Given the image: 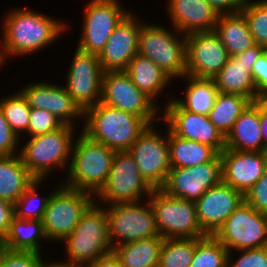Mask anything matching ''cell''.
Wrapping results in <instances>:
<instances>
[{
	"label": "cell",
	"mask_w": 267,
	"mask_h": 267,
	"mask_svg": "<svg viewBox=\"0 0 267 267\" xmlns=\"http://www.w3.org/2000/svg\"><path fill=\"white\" fill-rule=\"evenodd\" d=\"M3 18L0 44L4 61L11 56H27L50 47L69 27L62 19L28 6L14 7Z\"/></svg>",
	"instance_id": "1"
},
{
	"label": "cell",
	"mask_w": 267,
	"mask_h": 267,
	"mask_svg": "<svg viewBox=\"0 0 267 267\" xmlns=\"http://www.w3.org/2000/svg\"><path fill=\"white\" fill-rule=\"evenodd\" d=\"M80 132L73 143L66 179L60 183L96 196L110 175L116 151Z\"/></svg>",
	"instance_id": "2"
},
{
	"label": "cell",
	"mask_w": 267,
	"mask_h": 267,
	"mask_svg": "<svg viewBox=\"0 0 267 267\" xmlns=\"http://www.w3.org/2000/svg\"><path fill=\"white\" fill-rule=\"evenodd\" d=\"M81 131L115 151L129 150L148 124L140 117L97 103L83 114Z\"/></svg>",
	"instance_id": "3"
},
{
	"label": "cell",
	"mask_w": 267,
	"mask_h": 267,
	"mask_svg": "<svg viewBox=\"0 0 267 267\" xmlns=\"http://www.w3.org/2000/svg\"><path fill=\"white\" fill-rule=\"evenodd\" d=\"M76 128L63 124L53 132L28 137L26 143H22L18 155L35 179L45 180L55 168H67L68 172Z\"/></svg>",
	"instance_id": "4"
},
{
	"label": "cell",
	"mask_w": 267,
	"mask_h": 267,
	"mask_svg": "<svg viewBox=\"0 0 267 267\" xmlns=\"http://www.w3.org/2000/svg\"><path fill=\"white\" fill-rule=\"evenodd\" d=\"M67 265L85 267L96 259L112 253L105 206L94 202L84 213L73 232L63 241Z\"/></svg>",
	"instance_id": "5"
},
{
	"label": "cell",
	"mask_w": 267,
	"mask_h": 267,
	"mask_svg": "<svg viewBox=\"0 0 267 267\" xmlns=\"http://www.w3.org/2000/svg\"><path fill=\"white\" fill-rule=\"evenodd\" d=\"M144 22L138 38L137 54L147 57L173 81L186 75V37L172 25Z\"/></svg>",
	"instance_id": "6"
},
{
	"label": "cell",
	"mask_w": 267,
	"mask_h": 267,
	"mask_svg": "<svg viewBox=\"0 0 267 267\" xmlns=\"http://www.w3.org/2000/svg\"><path fill=\"white\" fill-rule=\"evenodd\" d=\"M149 203L155 216L157 231L165 238H203L195 202L167 195L161 189H153Z\"/></svg>",
	"instance_id": "7"
},
{
	"label": "cell",
	"mask_w": 267,
	"mask_h": 267,
	"mask_svg": "<svg viewBox=\"0 0 267 267\" xmlns=\"http://www.w3.org/2000/svg\"><path fill=\"white\" fill-rule=\"evenodd\" d=\"M94 202L95 196L92 194L68 188L61 183L51 194L42 218L50 243H60L70 235Z\"/></svg>",
	"instance_id": "8"
},
{
	"label": "cell",
	"mask_w": 267,
	"mask_h": 267,
	"mask_svg": "<svg viewBox=\"0 0 267 267\" xmlns=\"http://www.w3.org/2000/svg\"><path fill=\"white\" fill-rule=\"evenodd\" d=\"M103 206H105L108 218L112 249L124 243L160 236L156 228L153 209L147 198L145 201Z\"/></svg>",
	"instance_id": "9"
},
{
	"label": "cell",
	"mask_w": 267,
	"mask_h": 267,
	"mask_svg": "<svg viewBox=\"0 0 267 267\" xmlns=\"http://www.w3.org/2000/svg\"><path fill=\"white\" fill-rule=\"evenodd\" d=\"M152 190L140 175L132 154L128 150L116 151L110 175L95 196V202L109 205L143 201L150 197Z\"/></svg>",
	"instance_id": "10"
},
{
	"label": "cell",
	"mask_w": 267,
	"mask_h": 267,
	"mask_svg": "<svg viewBox=\"0 0 267 267\" xmlns=\"http://www.w3.org/2000/svg\"><path fill=\"white\" fill-rule=\"evenodd\" d=\"M228 252L267 246V214L243 200L213 235Z\"/></svg>",
	"instance_id": "11"
},
{
	"label": "cell",
	"mask_w": 267,
	"mask_h": 267,
	"mask_svg": "<svg viewBox=\"0 0 267 267\" xmlns=\"http://www.w3.org/2000/svg\"><path fill=\"white\" fill-rule=\"evenodd\" d=\"M100 102L132 113L148 125L161 118L162 107L139 90L125 71L103 72Z\"/></svg>",
	"instance_id": "12"
},
{
	"label": "cell",
	"mask_w": 267,
	"mask_h": 267,
	"mask_svg": "<svg viewBox=\"0 0 267 267\" xmlns=\"http://www.w3.org/2000/svg\"><path fill=\"white\" fill-rule=\"evenodd\" d=\"M119 0H90L84 6L82 32L77 47L98 55L117 25L131 11Z\"/></svg>",
	"instance_id": "13"
},
{
	"label": "cell",
	"mask_w": 267,
	"mask_h": 267,
	"mask_svg": "<svg viewBox=\"0 0 267 267\" xmlns=\"http://www.w3.org/2000/svg\"><path fill=\"white\" fill-rule=\"evenodd\" d=\"M155 128L153 124L148 125L128 151L134 157L140 175L148 185L152 189H161L171 169L168 128L166 126V135Z\"/></svg>",
	"instance_id": "14"
},
{
	"label": "cell",
	"mask_w": 267,
	"mask_h": 267,
	"mask_svg": "<svg viewBox=\"0 0 267 267\" xmlns=\"http://www.w3.org/2000/svg\"><path fill=\"white\" fill-rule=\"evenodd\" d=\"M63 86L84 113L101 101L102 75L98 55L76 47Z\"/></svg>",
	"instance_id": "15"
},
{
	"label": "cell",
	"mask_w": 267,
	"mask_h": 267,
	"mask_svg": "<svg viewBox=\"0 0 267 267\" xmlns=\"http://www.w3.org/2000/svg\"><path fill=\"white\" fill-rule=\"evenodd\" d=\"M163 103L161 120L167 128L180 138L209 145L219 154L225 149V138L209 120L208 115L184 110L173 98Z\"/></svg>",
	"instance_id": "16"
},
{
	"label": "cell",
	"mask_w": 267,
	"mask_h": 267,
	"mask_svg": "<svg viewBox=\"0 0 267 267\" xmlns=\"http://www.w3.org/2000/svg\"><path fill=\"white\" fill-rule=\"evenodd\" d=\"M186 37V75L213 79L228 62L230 55L215 31L194 32Z\"/></svg>",
	"instance_id": "17"
},
{
	"label": "cell",
	"mask_w": 267,
	"mask_h": 267,
	"mask_svg": "<svg viewBox=\"0 0 267 267\" xmlns=\"http://www.w3.org/2000/svg\"><path fill=\"white\" fill-rule=\"evenodd\" d=\"M222 180L221 158L191 167H171L161 190L167 195L196 202Z\"/></svg>",
	"instance_id": "18"
},
{
	"label": "cell",
	"mask_w": 267,
	"mask_h": 267,
	"mask_svg": "<svg viewBox=\"0 0 267 267\" xmlns=\"http://www.w3.org/2000/svg\"><path fill=\"white\" fill-rule=\"evenodd\" d=\"M129 12L113 30L103 51L99 54L103 72L125 71L137 54L141 25L146 22ZM142 21V22H141Z\"/></svg>",
	"instance_id": "19"
},
{
	"label": "cell",
	"mask_w": 267,
	"mask_h": 267,
	"mask_svg": "<svg viewBox=\"0 0 267 267\" xmlns=\"http://www.w3.org/2000/svg\"><path fill=\"white\" fill-rule=\"evenodd\" d=\"M19 91L30 108L49 111L61 123L75 127L76 120L83 122V112L74 103L66 88L53 82L40 81L20 87Z\"/></svg>",
	"instance_id": "20"
},
{
	"label": "cell",
	"mask_w": 267,
	"mask_h": 267,
	"mask_svg": "<svg viewBox=\"0 0 267 267\" xmlns=\"http://www.w3.org/2000/svg\"><path fill=\"white\" fill-rule=\"evenodd\" d=\"M244 200V195L222 180L196 202L197 219L207 235H214Z\"/></svg>",
	"instance_id": "21"
},
{
	"label": "cell",
	"mask_w": 267,
	"mask_h": 267,
	"mask_svg": "<svg viewBox=\"0 0 267 267\" xmlns=\"http://www.w3.org/2000/svg\"><path fill=\"white\" fill-rule=\"evenodd\" d=\"M219 155L222 181L243 195L260 179L267 167V152L225 148Z\"/></svg>",
	"instance_id": "22"
},
{
	"label": "cell",
	"mask_w": 267,
	"mask_h": 267,
	"mask_svg": "<svg viewBox=\"0 0 267 267\" xmlns=\"http://www.w3.org/2000/svg\"><path fill=\"white\" fill-rule=\"evenodd\" d=\"M166 5L170 24L183 35L214 31L220 15L206 0H168Z\"/></svg>",
	"instance_id": "23"
},
{
	"label": "cell",
	"mask_w": 267,
	"mask_h": 267,
	"mask_svg": "<svg viewBox=\"0 0 267 267\" xmlns=\"http://www.w3.org/2000/svg\"><path fill=\"white\" fill-rule=\"evenodd\" d=\"M260 130L259 103L253 101L241 112L225 138V148L237 151H263Z\"/></svg>",
	"instance_id": "24"
},
{
	"label": "cell",
	"mask_w": 267,
	"mask_h": 267,
	"mask_svg": "<svg viewBox=\"0 0 267 267\" xmlns=\"http://www.w3.org/2000/svg\"><path fill=\"white\" fill-rule=\"evenodd\" d=\"M125 72L133 84L157 105V98L163 96L162 92L173 82L161 68L145 56L136 54L129 62Z\"/></svg>",
	"instance_id": "25"
},
{
	"label": "cell",
	"mask_w": 267,
	"mask_h": 267,
	"mask_svg": "<svg viewBox=\"0 0 267 267\" xmlns=\"http://www.w3.org/2000/svg\"><path fill=\"white\" fill-rule=\"evenodd\" d=\"M230 57L256 45L246 18L241 12L220 14L214 28Z\"/></svg>",
	"instance_id": "26"
},
{
	"label": "cell",
	"mask_w": 267,
	"mask_h": 267,
	"mask_svg": "<svg viewBox=\"0 0 267 267\" xmlns=\"http://www.w3.org/2000/svg\"><path fill=\"white\" fill-rule=\"evenodd\" d=\"M251 71V64L236 62L230 57L213 80L219 92L239 94L253 102L257 101V90Z\"/></svg>",
	"instance_id": "27"
},
{
	"label": "cell",
	"mask_w": 267,
	"mask_h": 267,
	"mask_svg": "<svg viewBox=\"0 0 267 267\" xmlns=\"http://www.w3.org/2000/svg\"><path fill=\"white\" fill-rule=\"evenodd\" d=\"M35 178L19 155L0 156V199L15 204Z\"/></svg>",
	"instance_id": "28"
},
{
	"label": "cell",
	"mask_w": 267,
	"mask_h": 267,
	"mask_svg": "<svg viewBox=\"0 0 267 267\" xmlns=\"http://www.w3.org/2000/svg\"><path fill=\"white\" fill-rule=\"evenodd\" d=\"M45 240L49 242L42 220L20 219L14 216L3 242L7 249L12 251H33L41 254V241Z\"/></svg>",
	"instance_id": "29"
},
{
	"label": "cell",
	"mask_w": 267,
	"mask_h": 267,
	"mask_svg": "<svg viewBox=\"0 0 267 267\" xmlns=\"http://www.w3.org/2000/svg\"><path fill=\"white\" fill-rule=\"evenodd\" d=\"M163 240L161 236L140 239L119 245L112 252L122 267H158Z\"/></svg>",
	"instance_id": "30"
},
{
	"label": "cell",
	"mask_w": 267,
	"mask_h": 267,
	"mask_svg": "<svg viewBox=\"0 0 267 267\" xmlns=\"http://www.w3.org/2000/svg\"><path fill=\"white\" fill-rule=\"evenodd\" d=\"M169 160L171 167H191L213 161L219 153L206 144L180 138L168 129Z\"/></svg>",
	"instance_id": "31"
},
{
	"label": "cell",
	"mask_w": 267,
	"mask_h": 267,
	"mask_svg": "<svg viewBox=\"0 0 267 267\" xmlns=\"http://www.w3.org/2000/svg\"><path fill=\"white\" fill-rule=\"evenodd\" d=\"M180 79L185 81L186 88L183 91L185 96H183L184 98L174 97V100L186 111L208 115L219 94L214 80L194 78L188 75Z\"/></svg>",
	"instance_id": "32"
},
{
	"label": "cell",
	"mask_w": 267,
	"mask_h": 267,
	"mask_svg": "<svg viewBox=\"0 0 267 267\" xmlns=\"http://www.w3.org/2000/svg\"><path fill=\"white\" fill-rule=\"evenodd\" d=\"M251 101L239 94L219 92L213 108L208 114L209 120L215 125L224 138L231 132L241 112Z\"/></svg>",
	"instance_id": "33"
},
{
	"label": "cell",
	"mask_w": 267,
	"mask_h": 267,
	"mask_svg": "<svg viewBox=\"0 0 267 267\" xmlns=\"http://www.w3.org/2000/svg\"><path fill=\"white\" fill-rule=\"evenodd\" d=\"M45 180L35 179L33 183L26 189V191L18 198L14 204V216L20 219H32V220H42L44 212L47 208L51 194L60 186L59 182L48 196L44 194H39V188ZM40 186V187H39Z\"/></svg>",
	"instance_id": "34"
},
{
	"label": "cell",
	"mask_w": 267,
	"mask_h": 267,
	"mask_svg": "<svg viewBox=\"0 0 267 267\" xmlns=\"http://www.w3.org/2000/svg\"><path fill=\"white\" fill-rule=\"evenodd\" d=\"M0 107L11 129L21 139V135L28 136L30 111L27 100L18 90L0 99Z\"/></svg>",
	"instance_id": "35"
},
{
	"label": "cell",
	"mask_w": 267,
	"mask_h": 267,
	"mask_svg": "<svg viewBox=\"0 0 267 267\" xmlns=\"http://www.w3.org/2000/svg\"><path fill=\"white\" fill-rule=\"evenodd\" d=\"M228 250L213 235L195 238V252L189 267H227Z\"/></svg>",
	"instance_id": "36"
},
{
	"label": "cell",
	"mask_w": 267,
	"mask_h": 267,
	"mask_svg": "<svg viewBox=\"0 0 267 267\" xmlns=\"http://www.w3.org/2000/svg\"><path fill=\"white\" fill-rule=\"evenodd\" d=\"M195 252V238H165L158 267H189Z\"/></svg>",
	"instance_id": "37"
},
{
	"label": "cell",
	"mask_w": 267,
	"mask_h": 267,
	"mask_svg": "<svg viewBox=\"0 0 267 267\" xmlns=\"http://www.w3.org/2000/svg\"><path fill=\"white\" fill-rule=\"evenodd\" d=\"M240 12L246 18L256 44L267 48V0H245Z\"/></svg>",
	"instance_id": "38"
},
{
	"label": "cell",
	"mask_w": 267,
	"mask_h": 267,
	"mask_svg": "<svg viewBox=\"0 0 267 267\" xmlns=\"http://www.w3.org/2000/svg\"><path fill=\"white\" fill-rule=\"evenodd\" d=\"M62 125L63 123H61L49 111L38 108H31L28 126V137L53 132L60 128Z\"/></svg>",
	"instance_id": "39"
},
{
	"label": "cell",
	"mask_w": 267,
	"mask_h": 267,
	"mask_svg": "<svg viewBox=\"0 0 267 267\" xmlns=\"http://www.w3.org/2000/svg\"><path fill=\"white\" fill-rule=\"evenodd\" d=\"M241 253L238 257L228 252L227 267H267V246L262 248L236 250ZM235 260V261H234Z\"/></svg>",
	"instance_id": "40"
},
{
	"label": "cell",
	"mask_w": 267,
	"mask_h": 267,
	"mask_svg": "<svg viewBox=\"0 0 267 267\" xmlns=\"http://www.w3.org/2000/svg\"><path fill=\"white\" fill-rule=\"evenodd\" d=\"M42 254L33 251H12L6 249L0 267H42Z\"/></svg>",
	"instance_id": "41"
},
{
	"label": "cell",
	"mask_w": 267,
	"mask_h": 267,
	"mask_svg": "<svg viewBox=\"0 0 267 267\" xmlns=\"http://www.w3.org/2000/svg\"><path fill=\"white\" fill-rule=\"evenodd\" d=\"M21 140L9 126L0 107V156H14L19 154Z\"/></svg>",
	"instance_id": "42"
},
{
	"label": "cell",
	"mask_w": 267,
	"mask_h": 267,
	"mask_svg": "<svg viewBox=\"0 0 267 267\" xmlns=\"http://www.w3.org/2000/svg\"><path fill=\"white\" fill-rule=\"evenodd\" d=\"M244 200L260 213L267 214V167L260 179L244 194Z\"/></svg>",
	"instance_id": "43"
},
{
	"label": "cell",
	"mask_w": 267,
	"mask_h": 267,
	"mask_svg": "<svg viewBox=\"0 0 267 267\" xmlns=\"http://www.w3.org/2000/svg\"><path fill=\"white\" fill-rule=\"evenodd\" d=\"M251 73L255 82L258 98L259 94L267 90V50L255 62Z\"/></svg>",
	"instance_id": "44"
},
{
	"label": "cell",
	"mask_w": 267,
	"mask_h": 267,
	"mask_svg": "<svg viewBox=\"0 0 267 267\" xmlns=\"http://www.w3.org/2000/svg\"><path fill=\"white\" fill-rule=\"evenodd\" d=\"M218 14H234L241 11L245 0H206Z\"/></svg>",
	"instance_id": "45"
},
{
	"label": "cell",
	"mask_w": 267,
	"mask_h": 267,
	"mask_svg": "<svg viewBox=\"0 0 267 267\" xmlns=\"http://www.w3.org/2000/svg\"><path fill=\"white\" fill-rule=\"evenodd\" d=\"M14 217V204L0 199V239L3 240Z\"/></svg>",
	"instance_id": "46"
},
{
	"label": "cell",
	"mask_w": 267,
	"mask_h": 267,
	"mask_svg": "<svg viewBox=\"0 0 267 267\" xmlns=\"http://www.w3.org/2000/svg\"><path fill=\"white\" fill-rule=\"evenodd\" d=\"M266 50L267 48L265 46L256 44L244 51L243 53H238L232 56V58L236 62H244L245 64H251L252 69L255 62L263 55Z\"/></svg>",
	"instance_id": "47"
},
{
	"label": "cell",
	"mask_w": 267,
	"mask_h": 267,
	"mask_svg": "<svg viewBox=\"0 0 267 267\" xmlns=\"http://www.w3.org/2000/svg\"><path fill=\"white\" fill-rule=\"evenodd\" d=\"M85 267H122V265L116 255L112 252L96 259Z\"/></svg>",
	"instance_id": "48"
},
{
	"label": "cell",
	"mask_w": 267,
	"mask_h": 267,
	"mask_svg": "<svg viewBox=\"0 0 267 267\" xmlns=\"http://www.w3.org/2000/svg\"><path fill=\"white\" fill-rule=\"evenodd\" d=\"M260 132L263 140V152H267V111L259 104Z\"/></svg>",
	"instance_id": "49"
},
{
	"label": "cell",
	"mask_w": 267,
	"mask_h": 267,
	"mask_svg": "<svg viewBox=\"0 0 267 267\" xmlns=\"http://www.w3.org/2000/svg\"><path fill=\"white\" fill-rule=\"evenodd\" d=\"M42 267H81V266H74V265H67V264H64L62 262H59L58 260H54V261H49L46 260L43 264Z\"/></svg>",
	"instance_id": "50"
},
{
	"label": "cell",
	"mask_w": 267,
	"mask_h": 267,
	"mask_svg": "<svg viewBox=\"0 0 267 267\" xmlns=\"http://www.w3.org/2000/svg\"><path fill=\"white\" fill-rule=\"evenodd\" d=\"M257 102L267 111V90L258 95Z\"/></svg>",
	"instance_id": "51"
},
{
	"label": "cell",
	"mask_w": 267,
	"mask_h": 267,
	"mask_svg": "<svg viewBox=\"0 0 267 267\" xmlns=\"http://www.w3.org/2000/svg\"><path fill=\"white\" fill-rule=\"evenodd\" d=\"M7 247L4 245V242L3 240L0 239V264H1V260H2V257L6 251Z\"/></svg>",
	"instance_id": "52"
},
{
	"label": "cell",
	"mask_w": 267,
	"mask_h": 267,
	"mask_svg": "<svg viewBox=\"0 0 267 267\" xmlns=\"http://www.w3.org/2000/svg\"><path fill=\"white\" fill-rule=\"evenodd\" d=\"M5 63L6 61H4L3 59L2 52H1V44H0V69L2 68V65H5Z\"/></svg>",
	"instance_id": "53"
}]
</instances>
